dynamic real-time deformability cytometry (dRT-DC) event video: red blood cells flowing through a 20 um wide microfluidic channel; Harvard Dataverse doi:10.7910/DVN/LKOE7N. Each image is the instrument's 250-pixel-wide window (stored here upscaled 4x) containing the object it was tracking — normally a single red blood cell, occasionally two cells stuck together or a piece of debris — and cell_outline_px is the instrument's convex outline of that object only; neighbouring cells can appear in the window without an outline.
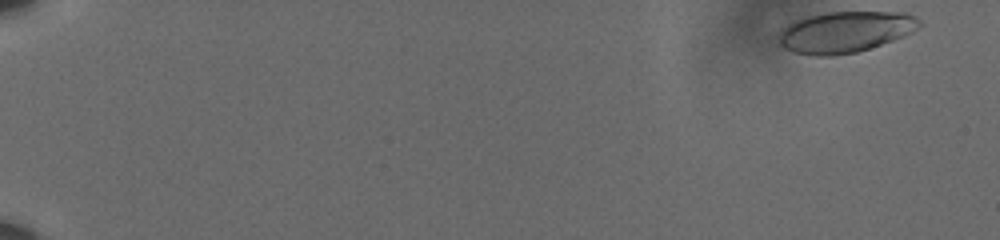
{"species": "human", "species_latin": "Homo sapiens", "temperature_condition": "cold", "stored_images_in_passage": 58, "camera_frame_rate_fps": 3000, "um_per_image_px": 0.085, "donor": {"sex": "male"}, "frame": {"image": 1, "passage_image": 1, "time_ms": 0.0, "image_size_px": [1000, 240], "cell_outline_px": [[924, 24], [920, 28], [904, 36], [856, 52], [832, 56], [812, 56], [792, 52], [784, 48], [780, 44], [776, 36], [780, 28], [792, 20], [808, 16], [828, 12], [904, 12], [916, 16]], "centroid_in_image_um": [71.8, 2.71], "position_along_channel_um": 13.2, "area_um2": 34.28}}
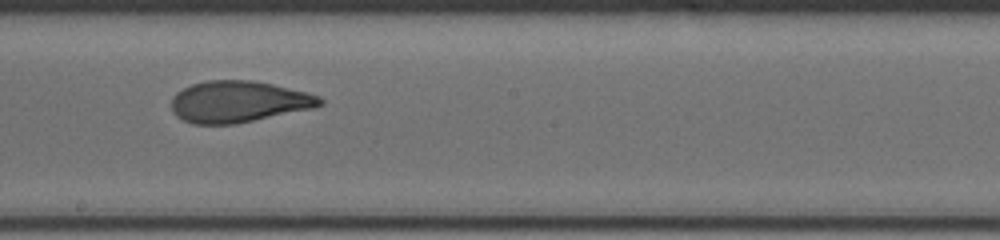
{"frame": {"image": 2, "passage_image": 35, "time_ms": 11.333, "image_size_px": [1000, 240], "cell_outline_px": [[324, 104], [316, 108], [236, 124], [192, 124], [176, 116], [172, 112], [172, 96], [176, 92], [192, 84], [208, 80], [252, 80], [272, 84], [308, 92], [320, 96], [324, 100]], "centroid_in_image_um": [20.31, 8.65], "position_along_channel_um": 227.9, "area_um2": 36.24}}
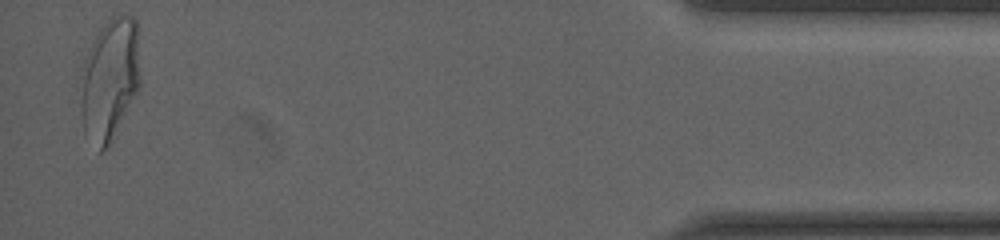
{"frame": {"image": 3, "passage_image": 57, "time_ms": 18.667, "image_size_px": [1000, 240], "cell_outline_px": [[140, 88], [108, 144], [100, 152], [84, 136], [80, 112], [80, 100], [84, 60], [92, 40], [100, 28], [112, 16], [124, 12], [132, 16], [136, 20], [140, 72]], "centroid_in_image_um": [9.32, 6.71], "position_along_channel_um": 425.9, "area_um2": 42.66}, "authors_computed_cell_mechanics": {"area_um2": 35.547, "velocity_mm_per_s": 3.6022, "shape_relaxation_time_tau1_ms": 6.5192, "shape_relaxation_time_tau2_ms": 1.3609, "deformation_change_tau1": 0.2143, "deformation_change_tau2": 0.0777}}